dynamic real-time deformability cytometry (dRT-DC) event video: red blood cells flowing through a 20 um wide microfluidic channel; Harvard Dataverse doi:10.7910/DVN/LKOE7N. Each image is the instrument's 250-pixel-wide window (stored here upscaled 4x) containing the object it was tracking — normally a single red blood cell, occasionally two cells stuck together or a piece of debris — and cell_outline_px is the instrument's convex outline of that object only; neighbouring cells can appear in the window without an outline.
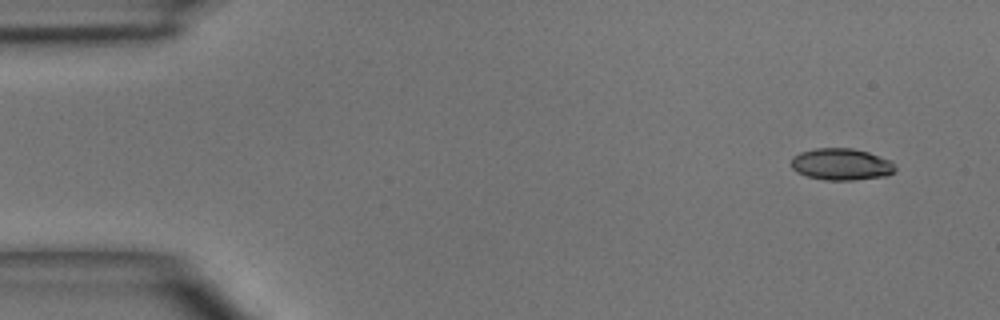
{"species": "common noctule bat (a hibernating species)", "species_latin": "Nyctalus noctula", "temperature_condition": "room temperature", "stored_images_in_passage": 3, "camera_frame_rate_fps": 3000, "um_per_image_px": 0.085, "animal": {"sex": "male", "body_mass_g": 15.6}, "frame": {"image": 1, "passage_image": 1, "time_ms": 0.0, "image_size_px": [1000, 320], "cell_outline_px": [[896, 172], [888, 176], [852, 180], [824, 180], [808, 176], [796, 172], [792, 168], [792, 156], [800, 152], [816, 148], [852, 148], [868, 152], [892, 160], [896, 168]], "centroid_in_image_um": [71.55, 13.96], "position_along_channel_um": 13.5, "area_um2": 19.48}}